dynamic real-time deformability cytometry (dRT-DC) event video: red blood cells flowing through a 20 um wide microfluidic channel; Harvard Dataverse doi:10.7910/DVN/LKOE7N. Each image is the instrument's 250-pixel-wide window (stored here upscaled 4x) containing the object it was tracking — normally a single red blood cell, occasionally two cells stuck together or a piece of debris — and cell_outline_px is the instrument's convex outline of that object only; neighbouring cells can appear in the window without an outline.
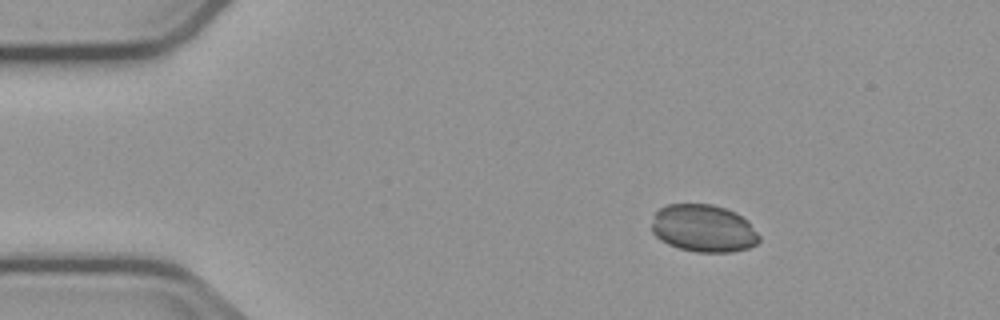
{"species": "common noctule bat (a hibernating species)", "species_latin": "Nyctalus noctula", "temperature_condition": "cold", "stored_images_in_passage": 4, "camera_frame_rate_fps": 3000, "um_per_image_px": 0.085, "animal": {"sex": "male", "body_mass_g": 23.1, "forearm_length_mm": 52.7}, "frame": {"image": 1, "passage_image": 2, "time_ms": 1.333, "image_size_px": [1000, 320], "cell_outline_px": [[760, 240], [756, 244], [748, 248], [732, 252], [696, 252], [680, 248], [668, 244], [660, 240], [652, 232], [652, 224], [656, 212], [660, 208], [668, 204], [712, 204], [736, 212], [748, 220], [760, 236]], "centroid_in_image_um": [59.82, 19.41], "position_along_channel_um": 25.2, "area_um2": 29.82}}